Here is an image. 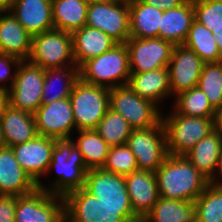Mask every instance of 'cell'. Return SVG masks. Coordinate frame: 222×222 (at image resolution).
Segmentation results:
<instances>
[{
    "instance_id": "d590c367",
    "label": "cell",
    "mask_w": 222,
    "mask_h": 222,
    "mask_svg": "<svg viewBox=\"0 0 222 222\" xmlns=\"http://www.w3.org/2000/svg\"><path fill=\"white\" fill-rule=\"evenodd\" d=\"M198 87L215 110L222 105V61L204 64Z\"/></svg>"
},
{
    "instance_id": "44dd1931",
    "label": "cell",
    "mask_w": 222,
    "mask_h": 222,
    "mask_svg": "<svg viewBox=\"0 0 222 222\" xmlns=\"http://www.w3.org/2000/svg\"><path fill=\"white\" fill-rule=\"evenodd\" d=\"M37 184L18 164L11 147L0 149V195L21 196L33 192Z\"/></svg>"
},
{
    "instance_id": "277c9868",
    "label": "cell",
    "mask_w": 222,
    "mask_h": 222,
    "mask_svg": "<svg viewBox=\"0 0 222 222\" xmlns=\"http://www.w3.org/2000/svg\"><path fill=\"white\" fill-rule=\"evenodd\" d=\"M161 122L166 136L169 155L184 156L195 144L214 131V118L190 117L177 113L163 117Z\"/></svg>"
},
{
    "instance_id": "4dcf8cb0",
    "label": "cell",
    "mask_w": 222,
    "mask_h": 222,
    "mask_svg": "<svg viewBox=\"0 0 222 222\" xmlns=\"http://www.w3.org/2000/svg\"><path fill=\"white\" fill-rule=\"evenodd\" d=\"M183 45L193 50L205 63L222 61L215 35L196 20L193 21Z\"/></svg>"
},
{
    "instance_id": "8fae6325",
    "label": "cell",
    "mask_w": 222,
    "mask_h": 222,
    "mask_svg": "<svg viewBox=\"0 0 222 222\" xmlns=\"http://www.w3.org/2000/svg\"><path fill=\"white\" fill-rule=\"evenodd\" d=\"M126 144L136 156L138 170L155 173L168 155L162 122L144 129H133Z\"/></svg>"
},
{
    "instance_id": "74e56055",
    "label": "cell",
    "mask_w": 222,
    "mask_h": 222,
    "mask_svg": "<svg viewBox=\"0 0 222 222\" xmlns=\"http://www.w3.org/2000/svg\"><path fill=\"white\" fill-rule=\"evenodd\" d=\"M195 20L215 36L222 30V0H193Z\"/></svg>"
},
{
    "instance_id": "603a6c76",
    "label": "cell",
    "mask_w": 222,
    "mask_h": 222,
    "mask_svg": "<svg viewBox=\"0 0 222 222\" xmlns=\"http://www.w3.org/2000/svg\"><path fill=\"white\" fill-rule=\"evenodd\" d=\"M195 20L193 0H186L183 4L163 11L159 37L171 42L174 46L182 45Z\"/></svg>"
},
{
    "instance_id": "f35d334b",
    "label": "cell",
    "mask_w": 222,
    "mask_h": 222,
    "mask_svg": "<svg viewBox=\"0 0 222 222\" xmlns=\"http://www.w3.org/2000/svg\"><path fill=\"white\" fill-rule=\"evenodd\" d=\"M22 60H20L19 58L13 56V55H7V54H3L0 53V89L1 90H5L8 91L7 85H1L2 81L8 80L11 77V84H10V88L13 85V81L15 80L16 77V71H14V74H12V76H10V71H11V65H13L14 67H18L20 65Z\"/></svg>"
},
{
    "instance_id": "ba28073f",
    "label": "cell",
    "mask_w": 222,
    "mask_h": 222,
    "mask_svg": "<svg viewBox=\"0 0 222 222\" xmlns=\"http://www.w3.org/2000/svg\"><path fill=\"white\" fill-rule=\"evenodd\" d=\"M109 106L122 115L132 129L156 126L162 119L158 105L139 97L128 84L110 89Z\"/></svg>"
},
{
    "instance_id": "ee69618b",
    "label": "cell",
    "mask_w": 222,
    "mask_h": 222,
    "mask_svg": "<svg viewBox=\"0 0 222 222\" xmlns=\"http://www.w3.org/2000/svg\"><path fill=\"white\" fill-rule=\"evenodd\" d=\"M11 0H0V15L10 12Z\"/></svg>"
},
{
    "instance_id": "52a82bcc",
    "label": "cell",
    "mask_w": 222,
    "mask_h": 222,
    "mask_svg": "<svg viewBox=\"0 0 222 222\" xmlns=\"http://www.w3.org/2000/svg\"><path fill=\"white\" fill-rule=\"evenodd\" d=\"M27 61L43 69L76 66L72 33L53 28L33 36Z\"/></svg>"
},
{
    "instance_id": "ab89813d",
    "label": "cell",
    "mask_w": 222,
    "mask_h": 222,
    "mask_svg": "<svg viewBox=\"0 0 222 222\" xmlns=\"http://www.w3.org/2000/svg\"><path fill=\"white\" fill-rule=\"evenodd\" d=\"M18 196L0 195V222H15Z\"/></svg>"
},
{
    "instance_id": "30bf717a",
    "label": "cell",
    "mask_w": 222,
    "mask_h": 222,
    "mask_svg": "<svg viewBox=\"0 0 222 222\" xmlns=\"http://www.w3.org/2000/svg\"><path fill=\"white\" fill-rule=\"evenodd\" d=\"M13 85L8 89V102L13 108L34 114L42 104L45 69L27 60L16 68Z\"/></svg>"
},
{
    "instance_id": "5bb4252c",
    "label": "cell",
    "mask_w": 222,
    "mask_h": 222,
    "mask_svg": "<svg viewBox=\"0 0 222 222\" xmlns=\"http://www.w3.org/2000/svg\"><path fill=\"white\" fill-rule=\"evenodd\" d=\"M38 135L55 139H70L75 126L70 97L41 104L34 113Z\"/></svg>"
},
{
    "instance_id": "d6a6232c",
    "label": "cell",
    "mask_w": 222,
    "mask_h": 222,
    "mask_svg": "<svg viewBox=\"0 0 222 222\" xmlns=\"http://www.w3.org/2000/svg\"><path fill=\"white\" fill-rule=\"evenodd\" d=\"M175 111L190 117L214 118L215 109L205 93L197 86L178 93Z\"/></svg>"
},
{
    "instance_id": "7402d4cb",
    "label": "cell",
    "mask_w": 222,
    "mask_h": 222,
    "mask_svg": "<svg viewBox=\"0 0 222 222\" xmlns=\"http://www.w3.org/2000/svg\"><path fill=\"white\" fill-rule=\"evenodd\" d=\"M75 64L80 68L85 62L105 53L117 44L103 31L83 26L72 33Z\"/></svg>"
},
{
    "instance_id": "7bdbcfd3",
    "label": "cell",
    "mask_w": 222,
    "mask_h": 222,
    "mask_svg": "<svg viewBox=\"0 0 222 222\" xmlns=\"http://www.w3.org/2000/svg\"><path fill=\"white\" fill-rule=\"evenodd\" d=\"M8 105V91L0 89V119L2 118L4 110Z\"/></svg>"
},
{
    "instance_id": "8d00e7d4",
    "label": "cell",
    "mask_w": 222,
    "mask_h": 222,
    "mask_svg": "<svg viewBox=\"0 0 222 222\" xmlns=\"http://www.w3.org/2000/svg\"><path fill=\"white\" fill-rule=\"evenodd\" d=\"M103 170L121 176L137 171V159L127 144L110 147Z\"/></svg>"
},
{
    "instance_id": "9a60e30c",
    "label": "cell",
    "mask_w": 222,
    "mask_h": 222,
    "mask_svg": "<svg viewBox=\"0 0 222 222\" xmlns=\"http://www.w3.org/2000/svg\"><path fill=\"white\" fill-rule=\"evenodd\" d=\"M84 189L108 207H131L124 176L102 168L89 169Z\"/></svg>"
},
{
    "instance_id": "e575fe53",
    "label": "cell",
    "mask_w": 222,
    "mask_h": 222,
    "mask_svg": "<svg viewBox=\"0 0 222 222\" xmlns=\"http://www.w3.org/2000/svg\"><path fill=\"white\" fill-rule=\"evenodd\" d=\"M197 222H222V187L211 182L194 201Z\"/></svg>"
},
{
    "instance_id": "5b68a950",
    "label": "cell",
    "mask_w": 222,
    "mask_h": 222,
    "mask_svg": "<svg viewBox=\"0 0 222 222\" xmlns=\"http://www.w3.org/2000/svg\"><path fill=\"white\" fill-rule=\"evenodd\" d=\"M64 215L67 222H124L137 217L132 207H108L84 188L64 196Z\"/></svg>"
},
{
    "instance_id": "3957f363",
    "label": "cell",
    "mask_w": 222,
    "mask_h": 222,
    "mask_svg": "<svg viewBox=\"0 0 222 222\" xmlns=\"http://www.w3.org/2000/svg\"><path fill=\"white\" fill-rule=\"evenodd\" d=\"M79 76L85 83L108 89L127 85L130 69L126 44L117 43L105 53L85 62L79 68Z\"/></svg>"
},
{
    "instance_id": "9c48e42d",
    "label": "cell",
    "mask_w": 222,
    "mask_h": 222,
    "mask_svg": "<svg viewBox=\"0 0 222 222\" xmlns=\"http://www.w3.org/2000/svg\"><path fill=\"white\" fill-rule=\"evenodd\" d=\"M129 24L127 0H103L88 6L86 25L103 31L117 43L130 38Z\"/></svg>"
},
{
    "instance_id": "836d02e7",
    "label": "cell",
    "mask_w": 222,
    "mask_h": 222,
    "mask_svg": "<svg viewBox=\"0 0 222 222\" xmlns=\"http://www.w3.org/2000/svg\"><path fill=\"white\" fill-rule=\"evenodd\" d=\"M132 130L123 116L110 108L95 129L109 147L126 144Z\"/></svg>"
},
{
    "instance_id": "ac0fdd59",
    "label": "cell",
    "mask_w": 222,
    "mask_h": 222,
    "mask_svg": "<svg viewBox=\"0 0 222 222\" xmlns=\"http://www.w3.org/2000/svg\"><path fill=\"white\" fill-rule=\"evenodd\" d=\"M10 12L32 37L54 28L52 0H11Z\"/></svg>"
},
{
    "instance_id": "4316f807",
    "label": "cell",
    "mask_w": 222,
    "mask_h": 222,
    "mask_svg": "<svg viewBox=\"0 0 222 222\" xmlns=\"http://www.w3.org/2000/svg\"><path fill=\"white\" fill-rule=\"evenodd\" d=\"M163 10L141 0H129L130 38L159 37Z\"/></svg>"
},
{
    "instance_id": "d6986e66",
    "label": "cell",
    "mask_w": 222,
    "mask_h": 222,
    "mask_svg": "<svg viewBox=\"0 0 222 222\" xmlns=\"http://www.w3.org/2000/svg\"><path fill=\"white\" fill-rule=\"evenodd\" d=\"M184 156L211 182H216L215 171L220 174L222 166V134L214 130Z\"/></svg>"
},
{
    "instance_id": "b9f144b4",
    "label": "cell",
    "mask_w": 222,
    "mask_h": 222,
    "mask_svg": "<svg viewBox=\"0 0 222 222\" xmlns=\"http://www.w3.org/2000/svg\"><path fill=\"white\" fill-rule=\"evenodd\" d=\"M214 130L222 134V105L215 110Z\"/></svg>"
},
{
    "instance_id": "2e32d148",
    "label": "cell",
    "mask_w": 222,
    "mask_h": 222,
    "mask_svg": "<svg viewBox=\"0 0 222 222\" xmlns=\"http://www.w3.org/2000/svg\"><path fill=\"white\" fill-rule=\"evenodd\" d=\"M204 64L193 50L183 44L174 46L168 64L171 93L197 87Z\"/></svg>"
},
{
    "instance_id": "f546056e",
    "label": "cell",
    "mask_w": 222,
    "mask_h": 222,
    "mask_svg": "<svg viewBox=\"0 0 222 222\" xmlns=\"http://www.w3.org/2000/svg\"><path fill=\"white\" fill-rule=\"evenodd\" d=\"M73 67V68H72ZM80 79L79 68L77 66H68L63 68L45 69L44 83L42 87V104H49L56 100L70 96L74 84ZM64 83L61 89L55 94H51L55 82ZM56 90V89H55Z\"/></svg>"
},
{
    "instance_id": "c3c4849f",
    "label": "cell",
    "mask_w": 222,
    "mask_h": 222,
    "mask_svg": "<svg viewBox=\"0 0 222 222\" xmlns=\"http://www.w3.org/2000/svg\"><path fill=\"white\" fill-rule=\"evenodd\" d=\"M87 4L95 3V2H100L103 0H84Z\"/></svg>"
},
{
    "instance_id": "60d3db41",
    "label": "cell",
    "mask_w": 222,
    "mask_h": 222,
    "mask_svg": "<svg viewBox=\"0 0 222 222\" xmlns=\"http://www.w3.org/2000/svg\"><path fill=\"white\" fill-rule=\"evenodd\" d=\"M147 5L154 6L160 10H169L183 4L186 0H141Z\"/></svg>"
},
{
    "instance_id": "7a4b0ae2",
    "label": "cell",
    "mask_w": 222,
    "mask_h": 222,
    "mask_svg": "<svg viewBox=\"0 0 222 222\" xmlns=\"http://www.w3.org/2000/svg\"><path fill=\"white\" fill-rule=\"evenodd\" d=\"M52 169L57 171L58 178L51 184L50 188L45 187L40 181L37 184L38 189L64 197L71 191L84 188L85 175L89 169L83 161L80 150L71 138L56 139L48 172Z\"/></svg>"
},
{
    "instance_id": "4fadbf2b",
    "label": "cell",
    "mask_w": 222,
    "mask_h": 222,
    "mask_svg": "<svg viewBox=\"0 0 222 222\" xmlns=\"http://www.w3.org/2000/svg\"><path fill=\"white\" fill-rule=\"evenodd\" d=\"M130 73H142L168 67L174 45L153 38H129L126 41Z\"/></svg>"
},
{
    "instance_id": "484cf974",
    "label": "cell",
    "mask_w": 222,
    "mask_h": 222,
    "mask_svg": "<svg viewBox=\"0 0 222 222\" xmlns=\"http://www.w3.org/2000/svg\"><path fill=\"white\" fill-rule=\"evenodd\" d=\"M129 87L141 98L155 104L171 94L168 67L142 73H130Z\"/></svg>"
},
{
    "instance_id": "8992f818",
    "label": "cell",
    "mask_w": 222,
    "mask_h": 222,
    "mask_svg": "<svg viewBox=\"0 0 222 222\" xmlns=\"http://www.w3.org/2000/svg\"><path fill=\"white\" fill-rule=\"evenodd\" d=\"M110 89L79 79L73 86L70 102L76 130H95L110 108Z\"/></svg>"
},
{
    "instance_id": "7c38bea8",
    "label": "cell",
    "mask_w": 222,
    "mask_h": 222,
    "mask_svg": "<svg viewBox=\"0 0 222 222\" xmlns=\"http://www.w3.org/2000/svg\"><path fill=\"white\" fill-rule=\"evenodd\" d=\"M64 219L63 196L36 188L17 198L15 222H62Z\"/></svg>"
},
{
    "instance_id": "ffe728a7",
    "label": "cell",
    "mask_w": 222,
    "mask_h": 222,
    "mask_svg": "<svg viewBox=\"0 0 222 222\" xmlns=\"http://www.w3.org/2000/svg\"><path fill=\"white\" fill-rule=\"evenodd\" d=\"M124 178L133 212L144 217L160 197L155 173L137 170Z\"/></svg>"
},
{
    "instance_id": "1f68e13d",
    "label": "cell",
    "mask_w": 222,
    "mask_h": 222,
    "mask_svg": "<svg viewBox=\"0 0 222 222\" xmlns=\"http://www.w3.org/2000/svg\"><path fill=\"white\" fill-rule=\"evenodd\" d=\"M78 140L74 143L82 154L88 169L102 168L110 147L95 130H79Z\"/></svg>"
},
{
    "instance_id": "6da1fadb",
    "label": "cell",
    "mask_w": 222,
    "mask_h": 222,
    "mask_svg": "<svg viewBox=\"0 0 222 222\" xmlns=\"http://www.w3.org/2000/svg\"><path fill=\"white\" fill-rule=\"evenodd\" d=\"M155 176L164 199L194 202L211 183L185 156L168 154Z\"/></svg>"
},
{
    "instance_id": "681fc988",
    "label": "cell",
    "mask_w": 222,
    "mask_h": 222,
    "mask_svg": "<svg viewBox=\"0 0 222 222\" xmlns=\"http://www.w3.org/2000/svg\"><path fill=\"white\" fill-rule=\"evenodd\" d=\"M219 175H221L220 177H221V180H222V166H221V170H220V174ZM215 183H217L220 187H222V181L221 182H215Z\"/></svg>"
},
{
    "instance_id": "d4e9b609",
    "label": "cell",
    "mask_w": 222,
    "mask_h": 222,
    "mask_svg": "<svg viewBox=\"0 0 222 222\" xmlns=\"http://www.w3.org/2000/svg\"><path fill=\"white\" fill-rule=\"evenodd\" d=\"M31 40L32 36L11 12L0 15V53L13 55L22 61L27 60Z\"/></svg>"
},
{
    "instance_id": "f6af8a7d",
    "label": "cell",
    "mask_w": 222,
    "mask_h": 222,
    "mask_svg": "<svg viewBox=\"0 0 222 222\" xmlns=\"http://www.w3.org/2000/svg\"><path fill=\"white\" fill-rule=\"evenodd\" d=\"M215 41L217 43L218 49L222 53V30H220V33L215 36Z\"/></svg>"
},
{
    "instance_id": "83f0119b",
    "label": "cell",
    "mask_w": 222,
    "mask_h": 222,
    "mask_svg": "<svg viewBox=\"0 0 222 222\" xmlns=\"http://www.w3.org/2000/svg\"><path fill=\"white\" fill-rule=\"evenodd\" d=\"M144 218L146 222H197V209L192 201L159 197Z\"/></svg>"
},
{
    "instance_id": "e0dca14e",
    "label": "cell",
    "mask_w": 222,
    "mask_h": 222,
    "mask_svg": "<svg viewBox=\"0 0 222 222\" xmlns=\"http://www.w3.org/2000/svg\"><path fill=\"white\" fill-rule=\"evenodd\" d=\"M56 139L37 135L25 143L12 146L15 158L24 171L38 184L39 177L48 173Z\"/></svg>"
},
{
    "instance_id": "f1b7e54d",
    "label": "cell",
    "mask_w": 222,
    "mask_h": 222,
    "mask_svg": "<svg viewBox=\"0 0 222 222\" xmlns=\"http://www.w3.org/2000/svg\"><path fill=\"white\" fill-rule=\"evenodd\" d=\"M88 6L84 0H52L55 29L73 33L87 23Z\"/></svg>"
},
{
    "instance_id": "cb8c5ba5",
    "label": "cell",
    "mask_w": 222,
    "mask_h": 222,
    "mask_svg": "<svg viewBox=\"0 0 222 222\" xmlns=\"http://www.w3.org/2000/svg\"><path fill=\"white\" fill-rule=\"evenodd\" d=\"M0 126L7 147L25 143L38 135L34 114L13 108L10 105L4 110Z\"/></svg>"
},
{
    "instance_id": "7dc6e473",
    "label": "cell",
    "mask_w": 222,
    "mask_h": 222,
    "mask_svg": "<svg viewBox=\"0 0 222 222\" xmlns=\"http://www.w3.org/2000/svg\"><path fill=\"white\" fill-rule=\"evenodd\" d=\"M6 147V144L4 142L3 134H2V129L0 126V149Z\"/></svg>"
},
{
    "instance_id": "bcb514c9",
    "label": "cell",
    "mask_w": 222,
    "mask_h": 222,
    "mask_svg": "<svg viewBox=\"0 0 222 222\" xmlns=\"http://www.w3.org/2000/svg\"><path fill=\"white\" fill-rule=\"evenodd\" d=\"M124 222H146V221L144 217L137 216L132 219L125 220Z\"/></svg>"
}]
</instances>
